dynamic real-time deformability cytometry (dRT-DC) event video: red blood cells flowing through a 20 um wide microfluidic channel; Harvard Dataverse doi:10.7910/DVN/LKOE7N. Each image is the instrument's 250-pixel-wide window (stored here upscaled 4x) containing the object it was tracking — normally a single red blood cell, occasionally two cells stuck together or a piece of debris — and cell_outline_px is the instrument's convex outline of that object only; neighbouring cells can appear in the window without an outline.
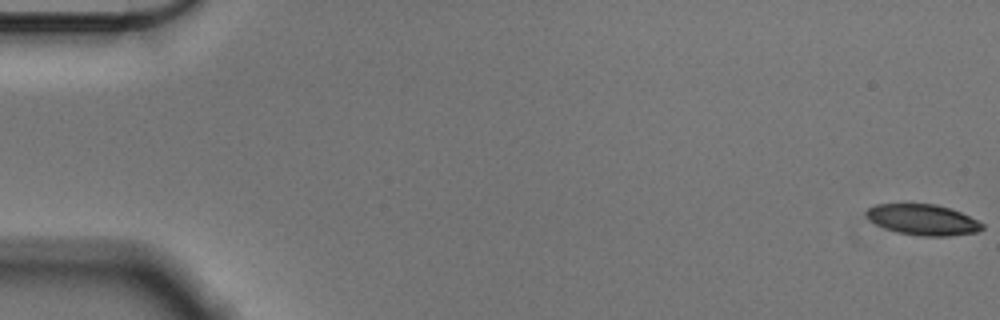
{"species": "Egyptian fruit bat (a non-hibernating species)", "species_latin": "Rousettus aegyptiacus", "temperature_condition": "cold", "stored_images_in_passage": 57, "camera_frame_rate_fps": 3000, "um_per_image_px": 0.085, "animal": {"sex": "male"}, "frame": {"image": 1, "passage_image": 1, "time_ms": 0.0, "image_size_px": [1000, 320], "cell_outline_px": [[984, 228], [980, 232], [948, 236], [920, 236], [896, 232], [884, 228], [876, 224], [864, 212], [868, 208], [876, 204], [936, 204], [952, 208], [984, 224]], "centroid_in_image_um": [78.47, 18.68], "position_along_channel_um": 6.5, "area_um2": 20.81}}
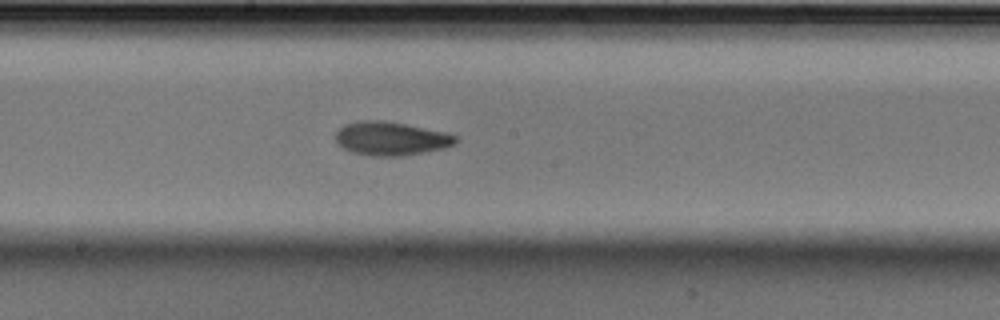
{"frame": {"image": 2, "passage_image": 31, "time_ms": 10.0, "image_size_px": [1000, 320], "cell_outline_px": [[456, 144], [444, 148], [404, 156], [372, 156], [352, 152], [344, 148], [336, 140], [336, 132], [344, 124], [356, 120], [384, 120], [444, 132], [456, 136]], "centroid_in_image_um": [33.21, 11.77], "position_along_channel_um": 215.0, "area_um2": 23.41}}
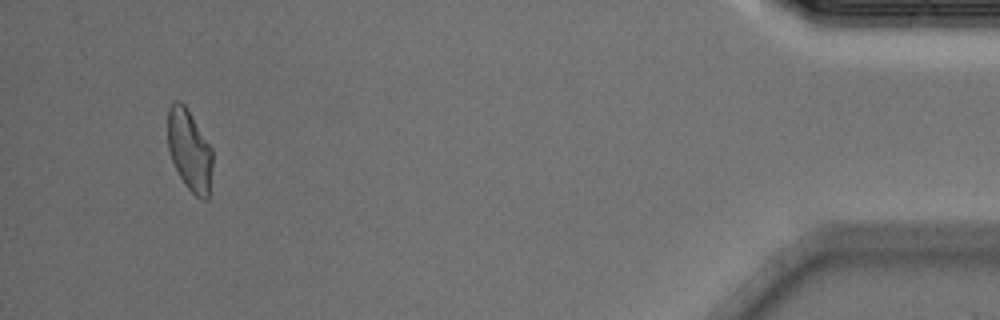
{"frame": {"image": 3, "passage_image": 54, "time_ms": 17.667, "image_size_px": [1000, 320], "cell_outline_px": [[212, 164], [208, 200], [204, 200], [196, 196], [184, 184], [172, 160], [168, 148], [168, 108], [172, 100], [180, 100], [184, 104], [212, 148]], "centroid_in_image_um": [16.1, 12.76], "position_along_channel_um": 419.1, "area_um2": 21.1}, "authors_computed_cell_mechanics": {"area_um2": 22.0796, "velocity_mm_per_s": 3.5834, "shape_relaxation_time_tau1_ms": 5.3303, "shape_relaxation_time_tau2_ms": 3.2726, "deformation_change_tau1": 0.1535, "deformation_change_tau2": 0.0838}}